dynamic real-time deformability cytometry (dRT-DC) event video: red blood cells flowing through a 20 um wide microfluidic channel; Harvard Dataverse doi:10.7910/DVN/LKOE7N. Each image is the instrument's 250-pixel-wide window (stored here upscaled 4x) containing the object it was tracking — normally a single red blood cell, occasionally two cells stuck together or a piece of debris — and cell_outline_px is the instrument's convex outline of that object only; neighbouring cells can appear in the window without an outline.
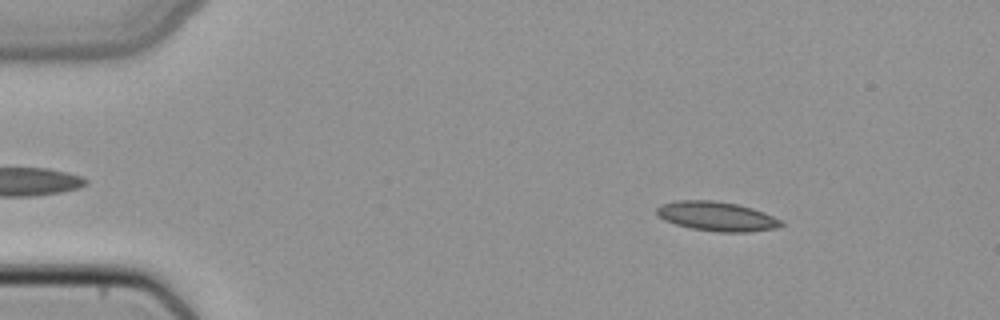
{"species": "common noctule bat (a hibernating species)", "species_latin": "Nyctalus noctula", "temperature_condition": "cold", "stored_images_in_passage": 49, "camera_frame_rate_fps": 3000, "um_per_image_px": 0.085, "animal": {"sex": "female", "body_mass_g": 22.7, "forearm_length_mm": 54.2}, "frame": {"image": 1, "passage_image": 7, "time_ms": 2.0, "image_size_px": [1000, 320], "cell_outline_px": [[784, 224], [776, 228], [748, 232], [716, 232], [692, 228], [676, 224], [664, 220], [656, 212], [656, 208], [660, 204], [676, 200], [712, 200], [736, 204], [752, 208], [764, 212], [784, 220]], "centroid_in_image_um": [60.94, 18.38], "position_along_channel_um": 24.1, "area_um2": 21.39}}
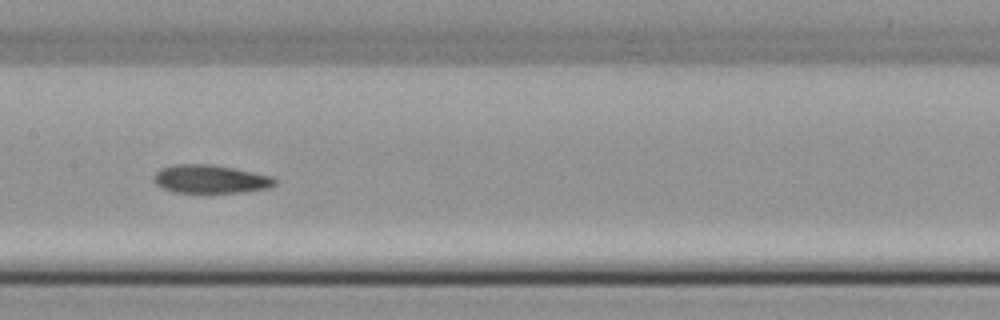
{"frame": {"image": 2, "passage_image": 25, "time_ms": 8.0, "image_size_px": [1000, 320], "cell_outline_px": [[280, 180], [276, 184], [268, 188], [244, 192], [172, 192], [156, 184], [152, 180], [152, 176], [160, 168], [172, 164], [212, 164], [276, 176]], "centroid_in_image_um": [17.92, 15.21], "position_along_channel_um": 189.5, "area_um2": 20.35}}
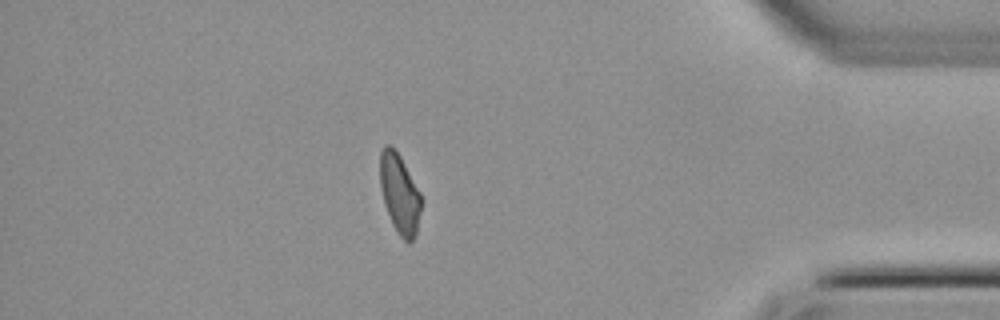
{"frame": {"image": 3, "passage_image": 43, "time_ms": 14.0, "image_size_px": [1000, 320], "cell_outline_px": [[420, 208], [416, 236], [408, 244], [400, 236], [392, 224], [384, 204], [380, 188], [380, 152], [384, 144], [392, 144], [400, 156], [420, 192]], "centroid_in_image_um": [33.94, 16.44], "position_along_channel_um": 401.3, "area_um2": 19.07}}